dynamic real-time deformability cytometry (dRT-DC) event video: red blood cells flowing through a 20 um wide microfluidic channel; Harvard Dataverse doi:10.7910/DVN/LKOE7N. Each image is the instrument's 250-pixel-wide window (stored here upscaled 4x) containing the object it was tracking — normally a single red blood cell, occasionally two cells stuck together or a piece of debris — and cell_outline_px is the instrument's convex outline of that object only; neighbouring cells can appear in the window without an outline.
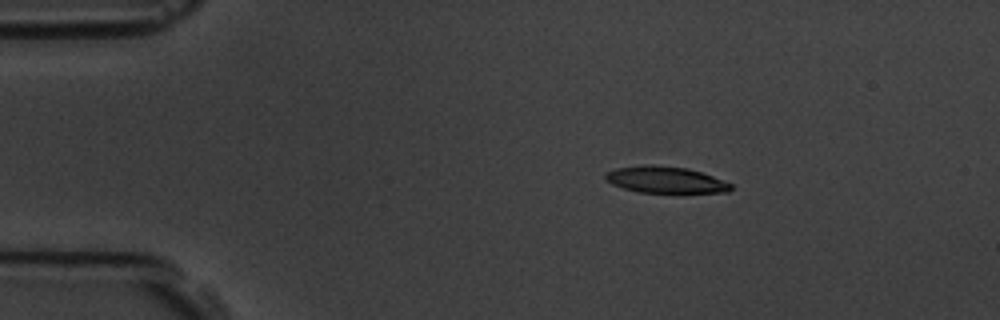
{"species": "common noctule bat (a hibernating species)", "species_latin": "Nyctalus noctula", "temperature_condition": "room temperature", "stored_images_in_passage": 6, "camera_frame_rate_fps": 3000, "um_per_image_px": 0.085, "animal": {"sex": "male", "body_mass_g": 19.5, "forearm_length_mm": 54.6}, "frame": {"image": 1, "passage_image": 3, "time_ms": 2.333, "image_size_px": [1000, 320], "cell_outline_px": [[732, 188], [728, 192], [640, 192], [624, 188], [612, 184], [604, 180], [604, 172], [616, 168], [648, 164], [652, 164], [688, 168], [712, 176], [732, 184]], "centroid_in_image_um": [56.51, 15.26], "position_along_channel_um": 28.5, "area_um2": 19.31}}
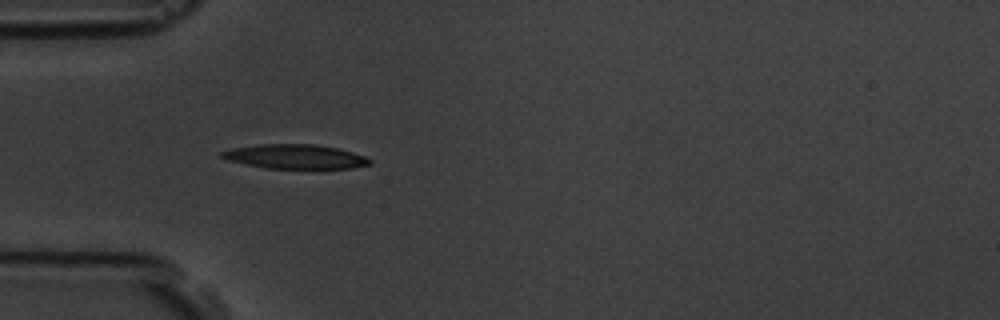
{"frame": {"image": 2, "passage_image": 5, "time_ms": 4.667, "image_size_px": [1000, 320], "cell_outline_px": [[372, 164], [352, 168], [268, 168], [244, 164], [228, 160], [220, 156], [220, 152], [232, 148], [260, 144], [312, 144], [336, 148], [352, 152], [364, 156], [372, 160]], "centroid_in_image_um": [25.08, 13.31], "position_along_channel_um": 59.9, "area_um2": 20.81}}
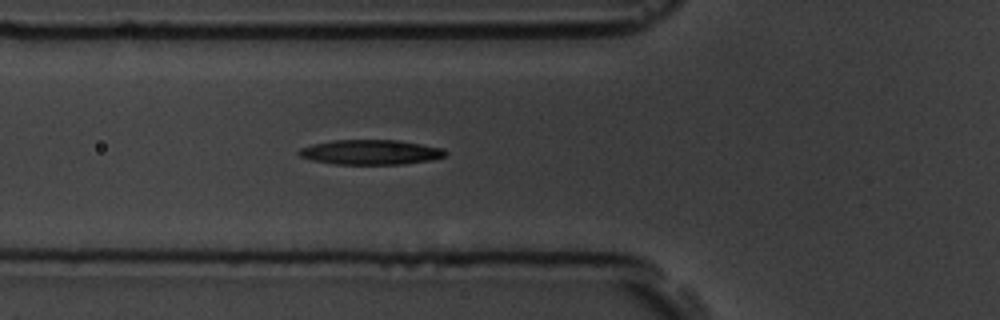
{"frame": {"image": 3, "passage_image": 6, "time_ms": 5.667, "image_size_px": [1000, 320], "cell_outline_px": [[448, 152], [444, 156], [432, 160], [404, 164], [332, 164], [312, 160], [300, 156], [296, 152], [300, 148], [312, 144], [332, 140], [400, 140], [444, 148]], "centroid_in_image_um": [31.51, 12.93], "position_along_channel_um": 94.3, "area_um2": 21.39}}